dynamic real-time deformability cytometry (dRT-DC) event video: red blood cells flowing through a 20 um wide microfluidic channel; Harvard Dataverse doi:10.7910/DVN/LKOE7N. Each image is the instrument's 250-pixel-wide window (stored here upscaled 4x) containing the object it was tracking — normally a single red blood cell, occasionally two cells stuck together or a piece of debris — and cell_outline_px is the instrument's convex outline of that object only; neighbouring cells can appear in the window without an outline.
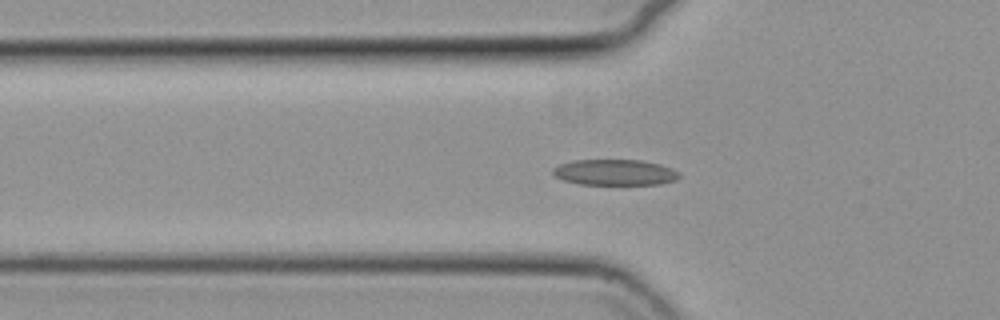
{"species": "common noctule bat (a hibernating species)", "species_latin": "Nyctalus noctula", "temperature_condition": "cold", "stored_images_in_passage": 50, "camera_frame_rate_fps": 3000, "um_per_image_px": 0.085, "animal": {"sex": "female", "body_mass_g": 19.3, "forearm_length_mm": 54.1}, "frame": {"image": 1, "passage_image": 12, "time_ms": 3.667, "image_size_px": [1000, 320], "cell_outline_px": [[680, 176], [676, 180], [660, 184], [580, 184], [564, 180], [552, 176], [552, 168], [560, 164], [572, 160], [640, 160], [660, 164], [672, 168], [680, 172]], "centroid_in_image_um": [52.25, 14.64], "position_along_channel_um": 73.5, "area_um2": 19.13}}
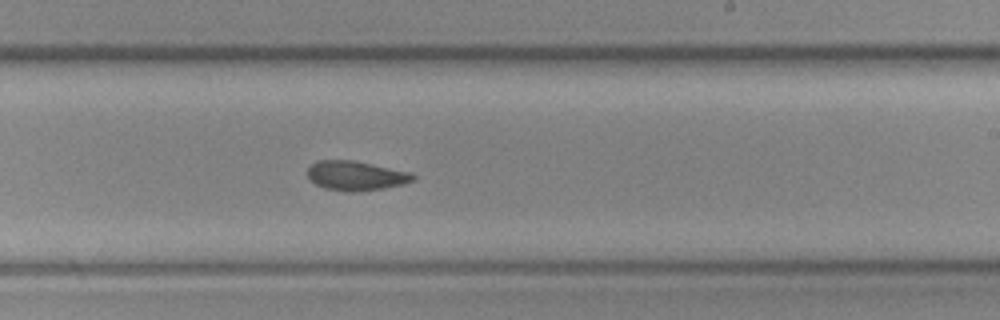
{"frame": {"image": 2, "passage_image": 27, "time_ms": 8.667, "image_size_px": [1000, 320], "cell_outline_px": [[416, 180], [404, 184], [384, 188], [360, 192], [348, 192], [324, 188], [316, 184], [308, 176], [308, 168], [312, 164], [320, 160], [352, 160], [412, 172], [416, 176]], "centroid_in_image_um": [30.3, 14.94], "position_along_channel_um": 258.7, "area_um2": 18.21}}
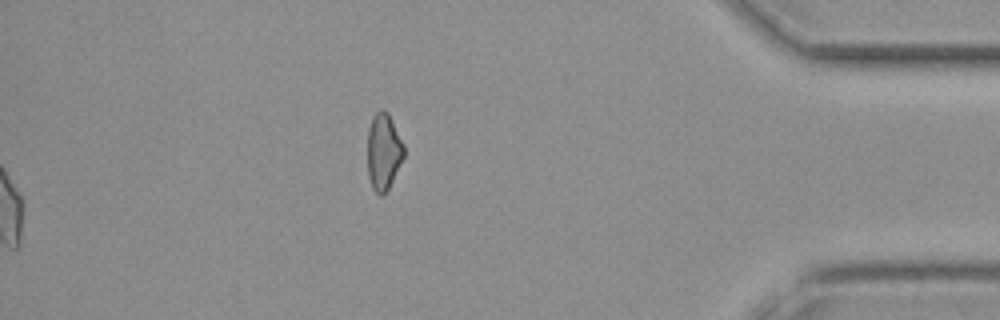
{"frame": {"image": 3, "passage_image": 50, "time_ms": 16.333, "image_size_px": [1000, 320], "cell_outline_px": [[404, 156], [384, 196], [380, 196], [372, 188], [368, 176], [368, 128], [372, 116], [380, 108], [384, 108], [388, 112], [404, 144]], "centroid_in_image_um": [32.59, 12.86], "position_along_channel_um": 402.6, "area_um2": 16.36}, "authors_computed_cell_mechanics": {"area_um2": 18.4382, "velocity_mm_per_s": 3.7162, "shape_relaxation_time_tau1_ms": null, "shape_relaxation_time_tau2_ms": 2.8057, "deformation_change_tau1": null, "deformation_change_tau2": 0.0807}}